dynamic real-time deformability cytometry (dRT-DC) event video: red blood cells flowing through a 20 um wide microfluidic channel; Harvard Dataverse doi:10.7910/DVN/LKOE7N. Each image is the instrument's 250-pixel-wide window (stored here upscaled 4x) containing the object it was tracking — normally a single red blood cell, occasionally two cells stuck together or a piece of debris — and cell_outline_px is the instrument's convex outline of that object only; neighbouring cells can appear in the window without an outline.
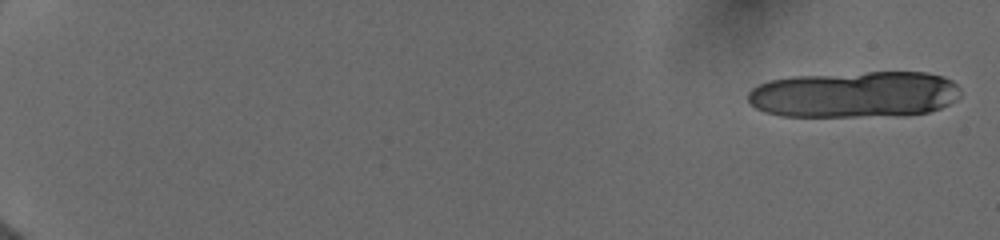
{"species": "human", "species_latin": "Homo sapiens", "temperature_condition": "cold", "stored_images_in_passage": 8, "camera_frame_rate_fps": 3000, "um_per_image_px": 0.085, "donor": {"sex": "female"}, "frame": {"image": 1, "passage_image": 1, "time_ms": 0.0, "image_size_px": [1000, 240], "cell_outline_px": [[960, 96], [948, 104], [940, 108], [928, 112], [856, 116], [784, 116], [764, 112], [756, 108], [748, 100], [748, 92], [752, 88], [768, 80], [792, 76], [868, 72], [924, 72], [944, 76], [952, 80], [960, 88]], "centroid_in_image_um": [72.62, 8.01], "position_along_channel_um": 12.4, "area_um2": 57.16}}